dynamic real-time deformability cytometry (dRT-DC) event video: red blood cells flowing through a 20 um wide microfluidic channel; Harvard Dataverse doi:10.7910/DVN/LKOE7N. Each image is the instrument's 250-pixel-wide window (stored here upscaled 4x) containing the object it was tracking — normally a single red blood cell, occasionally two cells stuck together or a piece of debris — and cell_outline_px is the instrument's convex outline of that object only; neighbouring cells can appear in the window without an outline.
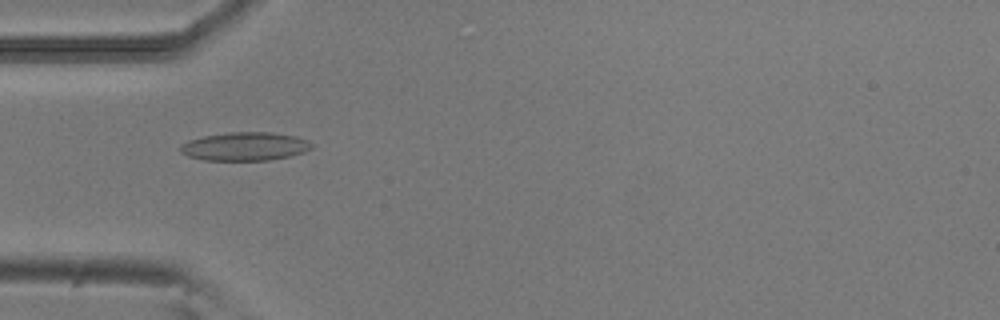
{"species": "common noctule bat (a hibernating species)", "species_latin": "Nyctalus noctula", "temperature_condition": "room temperature", "stored_images_in_passage": 52, "camera_frame_rate_fps": 3000, "um_per_image_px": 0.085, "animal": {"sex": "male", "body_mass_g": 20.5, "forearm_length_mm": 52.5}, "frame": {"image": 1, "passage_image": 16, "time_ms": 5.0, "image_size_px": [1000, 320], "cell_outline_px": [[316, 144], [312, 148], [304, 152], [288, 156], [268, 160], [204, 160], [188, 156], [180, 152], [180, 144], [188, 140], [204, 136], [228, 132], [272, 132], [296, 136], [308, 140]], "centroid_in_image_um": [20.83, 12.43], "position_along_channel_um": 64.2, "area_um2": 21.91}}
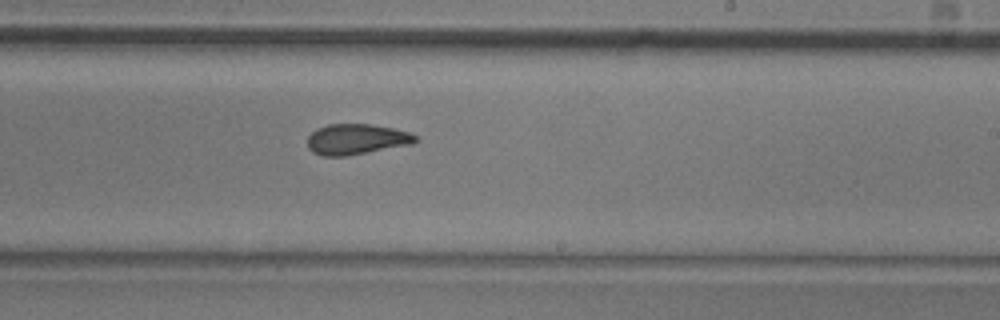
{"frame": {"image": 2, "passage_image": 31, "time_ms": 10.0, "image_size_px": [1000, 320], "cell_outline_px": [[420, 140], [412, 144], [344, 156], [320, 156], [312, 152], [308, 148], [308, 136], [316, 128], [328, 124], [372, 124], [392, 128], [408, 132], [416, 136]], "centroid_in_image_um": [30.27, 11.83], "position_along_channel_um": 258.7, "area_um2": 19.25}}
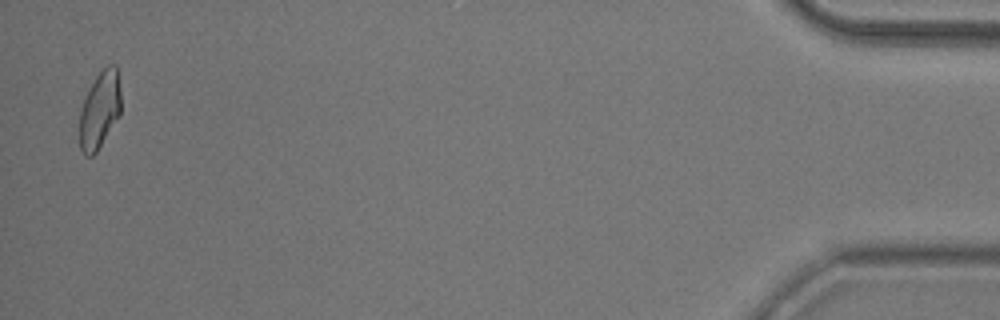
{"frame": {"image": 3, "passage_image": 51, "time_ms": 16.667, "image_size_px": [1000, 320], "cell_outline_px": [[120, 116], [96, 152], [92, 156], [84, 156], [80, 148], [80, 112], [84, 100], [96, 76], [108, 64], [116, 64], [120, 88]], "centroid_in_image_um": [8.49, 9.36], "position_along_channel_um": 426.7, "area_um2": 18.44}, "authors_computed_cell_mechanics": {"area_um2": 19.5942, "velocity_mm_per_s": 3.881, "shape_relaxation_time_tau1_ms": 10.3884, "shape_relaxation_time_tau2_ms": 1.3983, "deformation_change_tau1": 0.2346, "deformation_change_tau2": 0.0823}}